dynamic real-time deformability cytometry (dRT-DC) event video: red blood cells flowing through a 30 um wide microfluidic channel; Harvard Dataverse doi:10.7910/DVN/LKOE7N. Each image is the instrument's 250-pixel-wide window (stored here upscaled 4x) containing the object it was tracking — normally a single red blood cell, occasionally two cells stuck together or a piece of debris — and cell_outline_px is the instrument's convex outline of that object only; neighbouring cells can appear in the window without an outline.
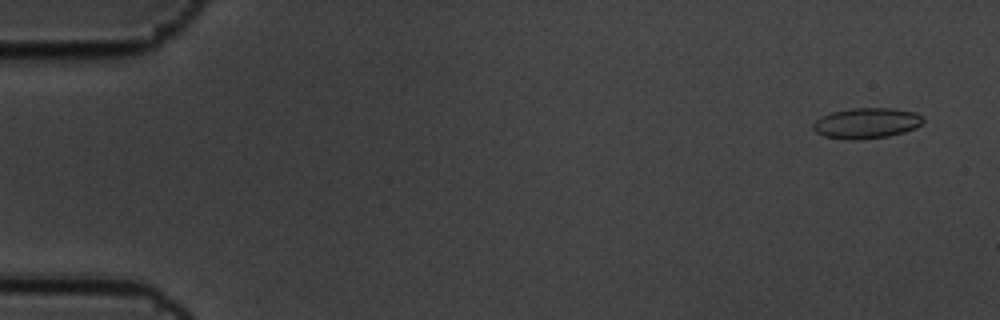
{"species": "common noctule bat (a hibernating species)", "species_latin": "Nyctalus noctula", "temperature_condition": "cold", "stored_images_in_passage": 5, "camera_frame_rate_fps": 3000, "um_per_image_px": 0.085, "animal": {"sex": "male", "body_mass_g": 19.5, "forearm_length_mm": 54.6}, "frame": {"image": 1, "passage_image": 1, "time_ms": 0.0, "image_size_px": [1000, 320], "cell_outline_px": [[924, 120], [916, 128], [904, 132], [888, 136], [860, 140], [848, 140], [824, 136], [816, 132], [812, 128], [812, 124], [820, 116], [832, 112], [852, 108], [892, 108], [916, 112], [924, 116]], "centroid_in_image_um": [73.65, 10.47], "position_along_channel_um": 11.3, "area_um2": 19.83}}
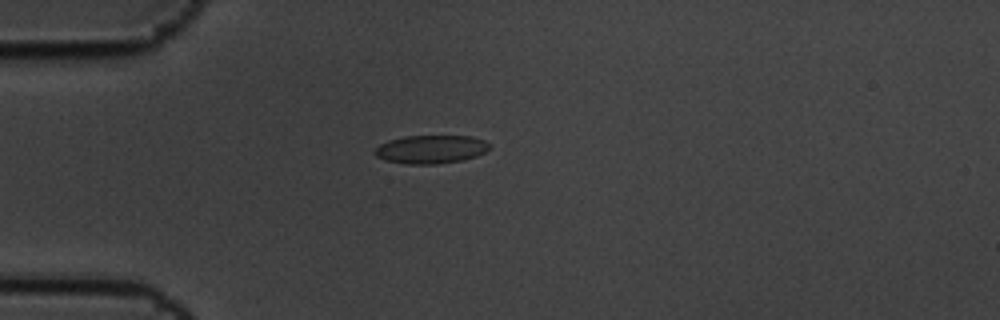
{"frame": {"image": 2, "passage_image": 5, "time_ms": 1.333, "image_size_px": [1000, 320], "cell_outline_px": [[488, 148], [484, 152], [476, 156], [460, 160], [436, 164], [404, 164], [384, 160], [376, 156], [372, 152], [380, 144], [388, 140], [404, 136], [468, 136], [484, 140], [488, 144]], "centroid_in_image_um": [36.55, 12.69], "position_along_channel_um": 48.4, "area_um2": 18.84}}